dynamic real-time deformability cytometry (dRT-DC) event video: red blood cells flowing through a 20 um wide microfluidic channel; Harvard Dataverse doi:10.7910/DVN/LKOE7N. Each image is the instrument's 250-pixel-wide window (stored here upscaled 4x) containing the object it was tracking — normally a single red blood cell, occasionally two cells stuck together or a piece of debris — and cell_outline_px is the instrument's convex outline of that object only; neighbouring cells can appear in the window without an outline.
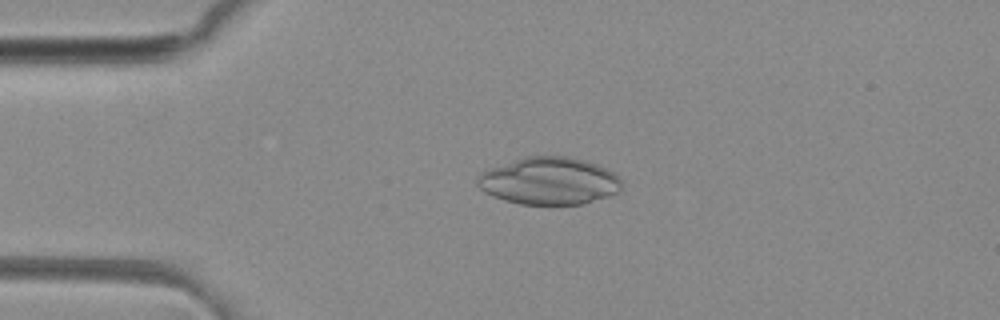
{"species": "common noctule bat (a hibernating species)", "species_latin": "Nyctalus noctula", "temperature_condition": "room temperature", "stored_images_in_passage": 49, "camera_frame_rate_fps": 3000, "um_per_image_px": 0.085, "animal": {"sex": "female", "body_mass_g": 29.2, "forearm_length_mm": 56.3}, "frame": {"image": 1, "passage_image": 11, "time_ms": 3.333, "image_size_px": [1000, 320], "cell_outline_px": [[620, 192], [584, 204], [520, 204], [504, 200], [492, 196], [484, 192], [476, 184], [476, 176], [480, 172], [488, 168], [524, 156], [572, 156], [588, 160], [616, 172], [620, 176]], "centroid_in_image_um": [46.67, 15.36], "position_along_channel_um": 38.3, "area_um2": 40.46}}
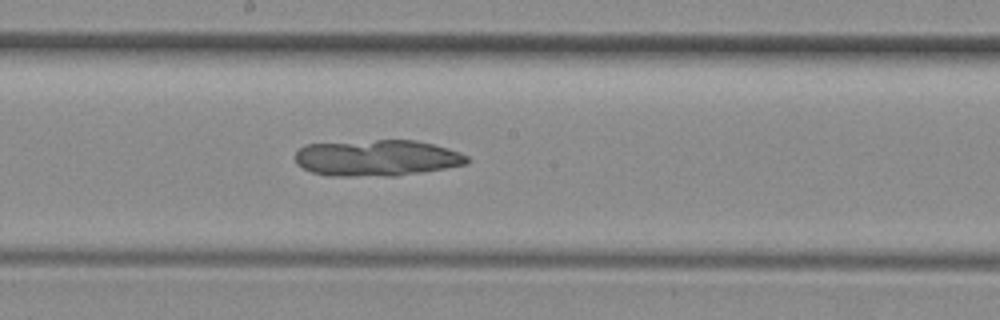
{"frame": {"image": 2, "passage_image": 26, "time_ms": 8.333, "image_size_px": [1000, 320], "cell_outline_px": [[468, 164], [396, 176], [328, 176], [312, 172], [296, 164], [296, 152], [304, 144], [376, 140], [416, 140], [448, 148], [460, 152], [468, 156]], "centroid_in_image_um": [32.02, 13.42], "position_along_channel_um": 216.2, "area_um2": 36.36}}
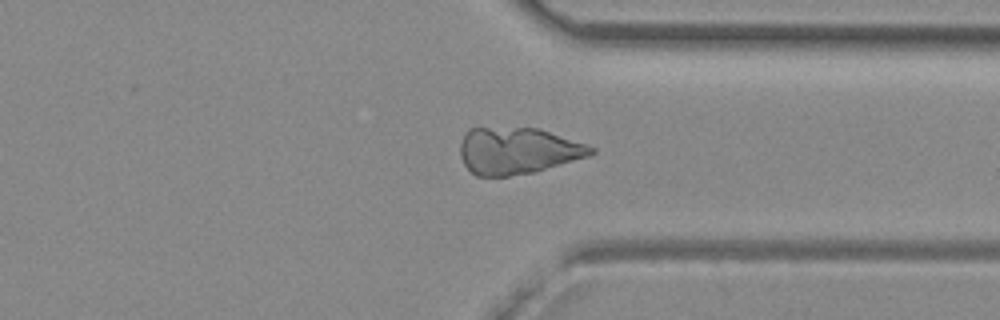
{"frame": {"image": 3, "passage_image": 37, "time_ms": 12.0, "image_size_px": [1000, 320], "cell_outline_px": [[596, 152], [588, 156], [536, 172], [508, 176], [476, 176], [464, 164], [460, 156], [460, 144], [464, 132], [472, 128], [536, 128], [588, 144], [596, 148]], "centroid_in_image_um": [44.0, 12.82], "position_along_channel_um": 367.4, "area_um2": 35.55}}